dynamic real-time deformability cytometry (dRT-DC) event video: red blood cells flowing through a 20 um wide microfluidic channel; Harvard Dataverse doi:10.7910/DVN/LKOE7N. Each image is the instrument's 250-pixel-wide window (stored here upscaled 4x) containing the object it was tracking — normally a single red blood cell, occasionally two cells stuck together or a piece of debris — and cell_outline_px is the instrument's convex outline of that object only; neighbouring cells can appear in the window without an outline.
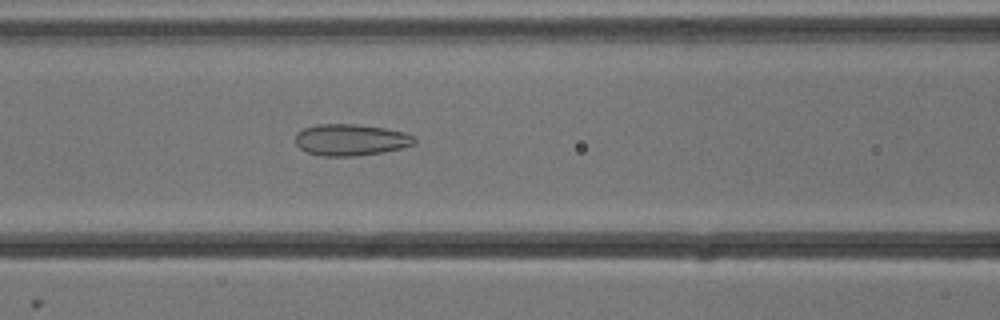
{"species": "common noctule bat (a hibernating species)", "species_latin": "Nyctalus noctula", "temperature_condition": "cold", "stored_images_in_passage": 52, "camera_frame_rate_fps": 3000, "um_per_image_px": 0.085, "animal": {"sex": "male", "body_mass_g": 13.3}, "frame": {"image": 1, "passage_image": 21, "time_ms": 6.667, "image_size_px": [1000, 320], "cell_outline_px": [[416, 144], [400, 148], [380, 152], [356, 156], [320, 156], [308, 152], [300, 148], [296, 144], [296, 132], [304, 128], [316, 124], [356, 124], [384, 128], [404, 132], [412, 136], [416, 140]], "centroid_in_image_um": [29.79, 11.88], "position_along_channel_um": 136.8, "area_um2": 21.79}}
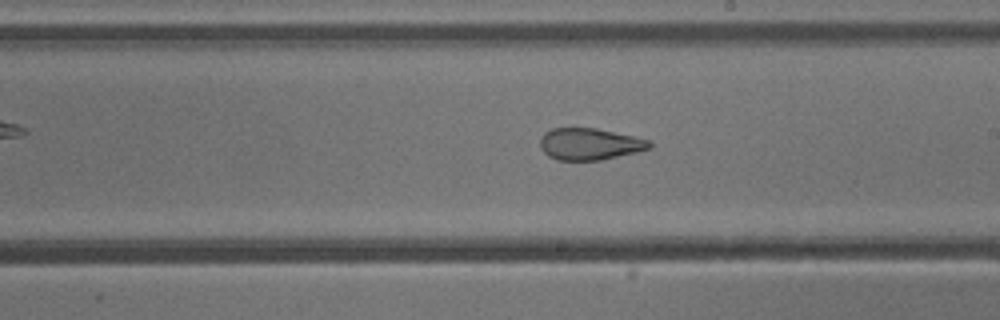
{"frame": {"image": 2, "passage_image": 29, "time_ms": 9.333, "image_size_px": [1000, 320], "cell_outline_px": [[652, 148], [636, 152], [600, 160], [556, 160], [548, 156], [540, 148], [540, 140], [544, 132], [552, 128], [596, 128], [652, 140]], "centroid_in_image_um": [50.13, 12.24], "position_along_channel_um": 238.9, "area_um2": 20.35}}
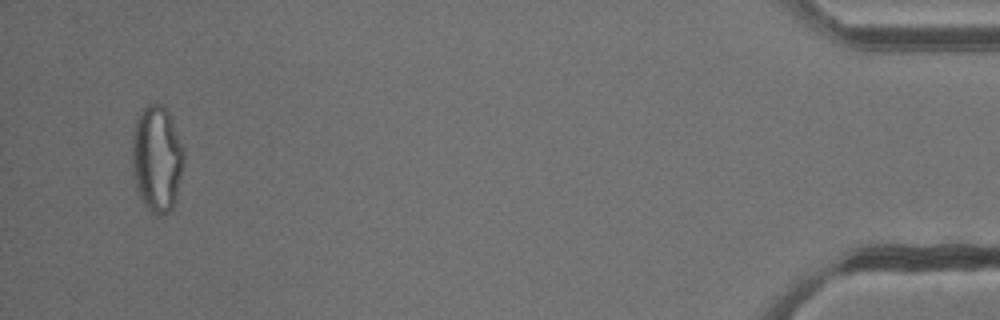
{"frame": {"image": 3, "passage_image": 50, "time_ms": 16.333, "image_size_px": [1000, 320], "cell_outline_px": [[184, 164], [176, 200], [172, 208], [164, 216], [160, 216], [152, 212], [140, 200], [136, 188], [132, 168], [132, 136], [136, 116], [148, 104], [164, 104], [168, 112], [184, 152]], "centroid_in_image_um": [13.32, 13.52], "position_along_channel_um": 421.9, "area_um2": 32.31}, "authors_computed_cell_mechanics": {"area_um2": 26.9926, "velocity_mm_per_s": 3.8352, "shape_relaxation_time_tau1_ms": null, "shape_relaxation_time_tau2_ms": 1.4108, "deformation_change_tau1": null, "deformation_change_tau2": 0.0944}}